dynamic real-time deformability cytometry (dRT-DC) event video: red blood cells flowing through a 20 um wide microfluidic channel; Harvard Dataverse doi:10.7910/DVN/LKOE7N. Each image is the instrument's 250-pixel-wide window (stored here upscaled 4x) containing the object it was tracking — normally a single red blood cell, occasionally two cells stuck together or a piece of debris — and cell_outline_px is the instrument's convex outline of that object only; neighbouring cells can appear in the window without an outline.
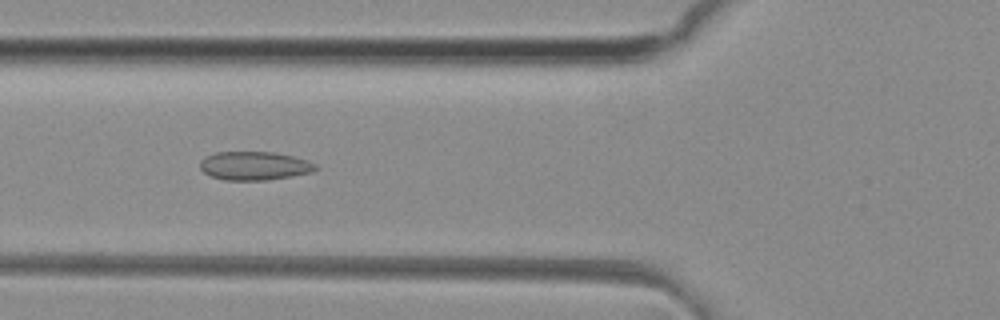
{"species": "common noctule bat (a hibernating species)", "species_latin": "Nyctalus noctula", "temperature_condition": "room temperature", "stored_images_in_passage": 38, "camera_frame_rate_fps": 3000, "um_per_image_px": 0.085, "animal": {"sex": "female", "body_mass_g": 29.2, "forearm_length_mm": 56.3}, "frame": {"image": 1, "passage_image": 7, "time_ms": 2.0, "image_size_px": [1000, 320], "cell_outline_px": [[320, 168], [312, 172], [268, 180], [224, 180], [212, 176], [204, 172], [200, 168], [200, 160], [204, 156], [216, 152], [272, 152], [292, 156], [308, 160], [316, 164]], "centroid_in_image_um": [21.63, 14.09], "position_along_channel_um": 104.2, "area_um2": 19.31}}
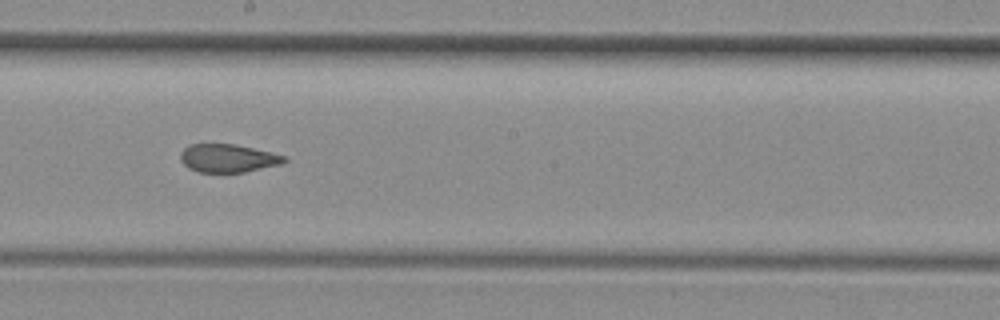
{"frame": {"image": 2, "passage_image": 16, "time_ms": 5.0, "image_size_px": [1000, 320], "cell_outline_px": [[288, 160], [280, 164], [244, 172], [196, 172], [188, 168], [180, 160], [180, 152], [188, 144], [232, 144], [252, 148], [288, 156]], "centroid_in_image_um": [19.35, 13.45], "position_along_channel_um": 228.9, "area_um2": 17.05}}
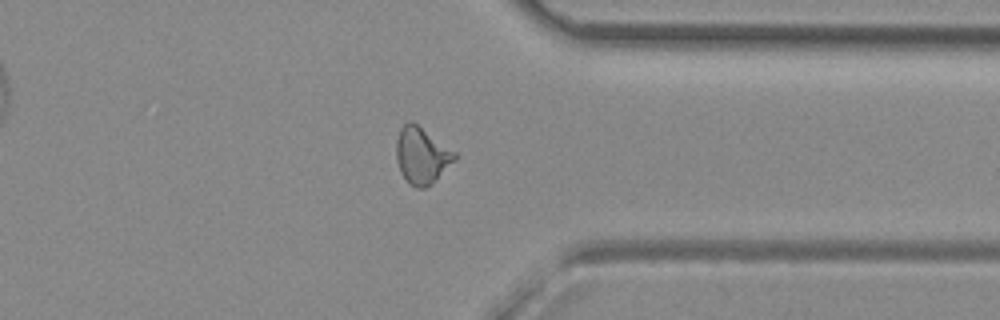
{"frame": {"image": 3, "passage_image": 27, "time_ms": 8.667, "image_size_px": [1000, 320], "cell_outline_px": [[456, 160], [432, 184], [424, 188], [416, 188], [400, 172], [396, 160], [396, 140], [400, 128], [408, 120], [412, 120], [456, 152]], "centroid_in_image_um": [35.85, 13.2], "position_along_channel_um": 375.6, "area_um2": 19.31}, "authors_computed_cell_mechanics": {"area_um2": 18.496, "velocity_mm_per_s": 4.1518, "shape_relaxation_time_tau1_ms": null, "shape_relaxation_time_tau2_ms": 1.5704, "deformation_change_tau1": null, "deformation_change_tau2": 0.0712}}